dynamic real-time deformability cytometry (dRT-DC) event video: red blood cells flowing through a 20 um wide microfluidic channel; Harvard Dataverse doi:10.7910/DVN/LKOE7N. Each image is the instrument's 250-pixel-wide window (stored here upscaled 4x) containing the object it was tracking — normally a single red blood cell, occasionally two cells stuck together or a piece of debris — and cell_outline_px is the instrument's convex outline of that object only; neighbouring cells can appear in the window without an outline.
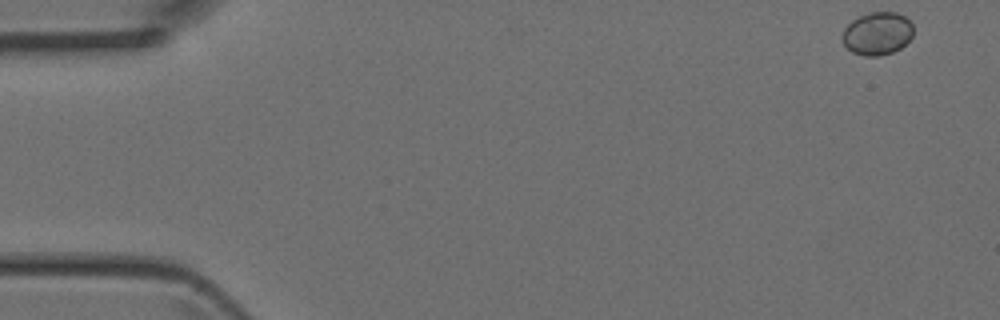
{"species": "Egyptian fruit bat (a non-hibernating species)", "species_latin": "Rousettus aegyptiacus", "temperature_condition": "room temperature", "stored_images_in_passage": 4, "camera_frame_rate_fps": 3000, "um_per_image_px": 0.085, "animal": {"sex": "female"}, "frame": {"image": 1, "passage_image": 1, "time_ms": 0.0, "image_size_px": [1000, 320], "cell_outline_px": [[912, 36], [900, 48], [892, 52], [880, 56], [864, 56], [852, 52], [844, 44], [840, 36], [844, 28], [852, 20], [860, 16], [872, 12], [896, 12], [904, 16], [912, 24]], "centroid_in_image_um": [74.54, 2.85], "position_along_channel_um": 10.5, "area_um2": 17.69}}
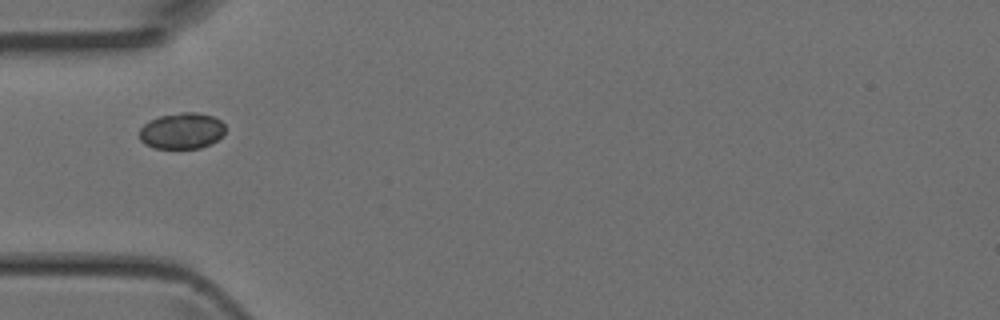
{"frame": {"image": 2, "passage_image": 4, "time_ms": 1.0, "image_size_px": [1000, 320], "cell_outline_px": [[224, 132], [216, 140], [200, 148], [156, 148], [144, 144], [140, 140], [140, 128], [148, 120], [160, 116], [180, 112], [196, 112], [212, 116], [220, 120], [224, 124]], "centroid_in_image_um": [15.42, 11.11], "position_along_channel_um": 69.6, "area_um2": 17.98}}